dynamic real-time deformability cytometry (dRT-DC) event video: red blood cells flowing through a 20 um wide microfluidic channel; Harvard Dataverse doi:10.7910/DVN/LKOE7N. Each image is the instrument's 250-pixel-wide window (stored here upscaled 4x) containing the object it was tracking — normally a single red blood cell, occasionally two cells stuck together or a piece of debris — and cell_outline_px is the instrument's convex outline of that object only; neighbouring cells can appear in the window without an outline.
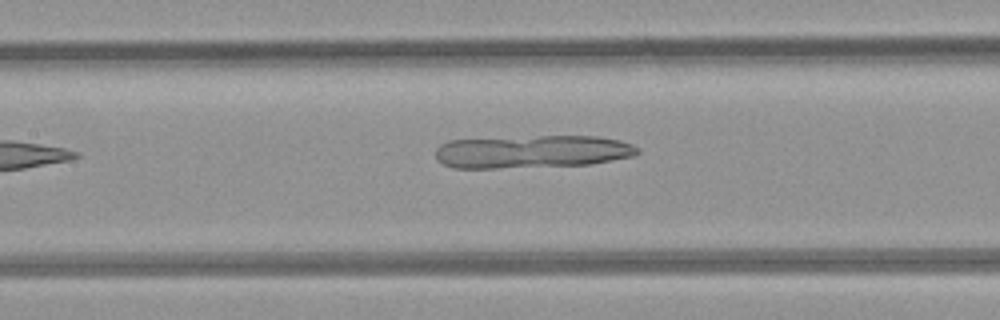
{"species": "common noctule bat (a hibernating species)", "species_latin": "Nyctalus noctula", "temperature_condition": "room temperature", "stored_images_in_passage": 5, "segment_of_instrument_passage": [1, 2], "camera_frame_rate_fps": 3000, "um_per_image_px": 0.085, "animal": {"sex": "female", "body_mass_g": 21.9}, "frame": {"image": 1, "passage_image": 4, "time_ms": 3.667, "image_size_px": [1000, 320], "cell_outline_px": [[640, 152], [636, 156], [592, 164], [496, 168], [452, 168], [436, 160], [436, 148], [440, 144], [448, 140], [540, 136], [596, 136], [620, 140], [632, 144], [640, 148]], "centroid_in_image_um": [45.26, 12.89], "position_along_channel_um": 162.1, "area_um2": 38.96}}